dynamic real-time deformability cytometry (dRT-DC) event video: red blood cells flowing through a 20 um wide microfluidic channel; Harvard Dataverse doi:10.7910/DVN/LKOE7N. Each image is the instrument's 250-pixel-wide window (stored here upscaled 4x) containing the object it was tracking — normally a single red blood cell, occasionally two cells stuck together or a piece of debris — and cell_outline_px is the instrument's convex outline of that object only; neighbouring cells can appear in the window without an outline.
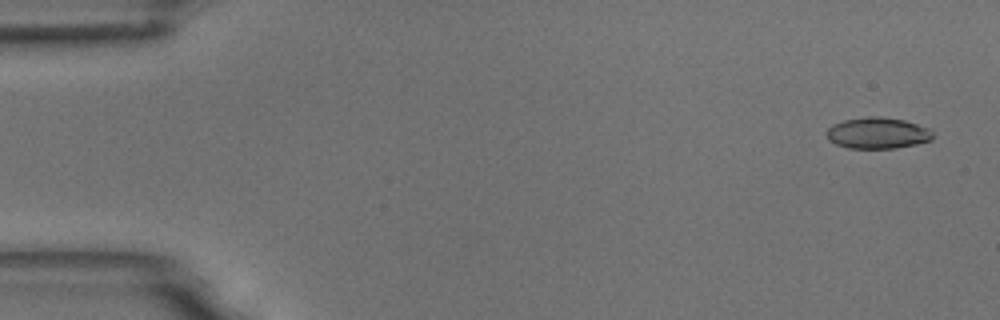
{"species": "common noctule bat (a hibernating species)", "species_latin": "Nyctalus noctula", "temperature_condition": "room temperature", "stored_images_in_passage": 5, "camera_frame_rate_fps": 3000, "um_per_image_px": 0.085, "animal": {"sex": "male", "body_mass_g": 18.8}, "frame": {"image": 1, "passage_image": 1, "time_ms": 0.0, "image_size_px": [1000, 320], "cell_outline_px": [[932, 140], [916, 144], [896, 148], [848, 148], [836, 144], [828, 140], [824, 132], [832, 124], [844, 120], [868, 116], [880, 116], [904, 120], [928, 128], [932, 132]], "centroid_in_image_um": [74.55, 11.31], "position_along_channel_um": 10.5, "area_um2": 19.42}}
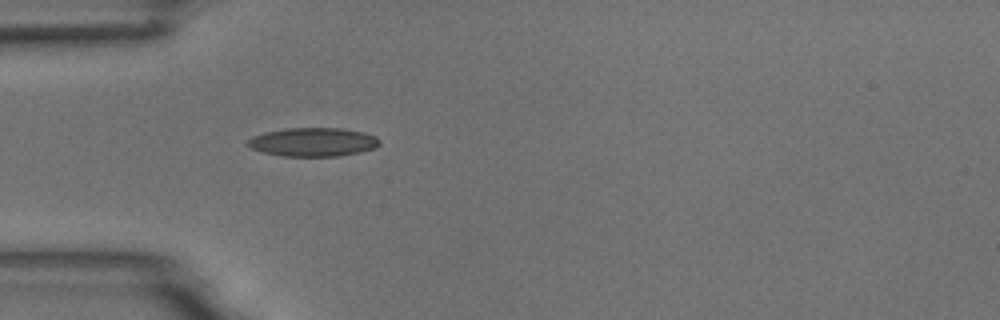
{"frame": {"image": 2, "passage_image": 5, "time_ms": 1.333, "image_size_px": [1000, 320], "cell_outline_px": [[380, 144], [376, 148], [360, 152], [340, 156], [284, 156], [264, 152], [252, 148], [244, 144], [252, 136], [268, 132], [288, 128], [340, 128], [364, 132], [376, 136], [380, 140]], "centroid_in_image_um": [26.65, 12.07], "position_along_channel_um": 58.3, "area_um2": 22.02}}